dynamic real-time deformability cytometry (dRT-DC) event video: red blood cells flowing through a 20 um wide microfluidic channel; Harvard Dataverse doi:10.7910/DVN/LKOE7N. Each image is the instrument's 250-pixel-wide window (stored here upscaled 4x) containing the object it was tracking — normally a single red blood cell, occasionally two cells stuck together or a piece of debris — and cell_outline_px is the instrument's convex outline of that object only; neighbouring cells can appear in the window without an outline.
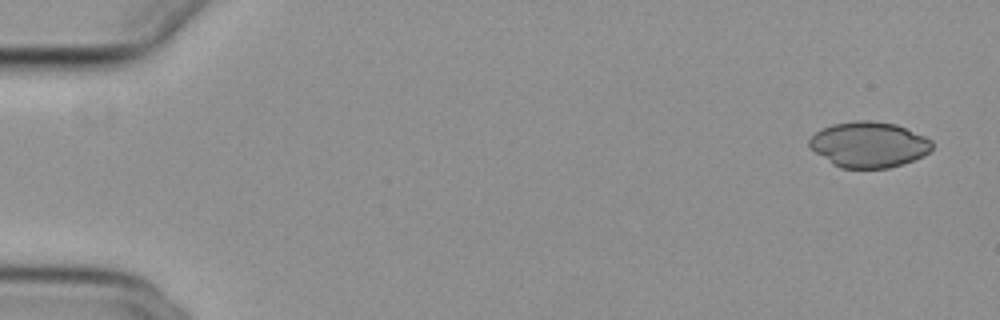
{"species": "common noctule bat (a hibernating species)", "species_latin": "Nyctalus noctula", "temperature_condition": "cold", "stored_images_in_passage": 54, "camera_frame_rate_fps": 3000, "um_per_image_px": 0.085, "animal": {"sex": "female", "body_mass_g": 29.2, "forearm_length_mm": 56.3}, "frame": {"image": 1, "passage_image": 1, "time_ms": 0.0, "image_size_px": [1000, 320], "cell_outline_px": [[932, 148], [924, 156], [888, 168], [840, 168], [832, 164], [808, 148], [808, 140], [816, 132], [832, 124], [856, 120], [872, 120], [896, 124], [924, 136], [932, 140]], "centroid_in_image_um": [73.82, 12.28], "position_along_channel_um": 11.2, "area_um2": 32.71}}